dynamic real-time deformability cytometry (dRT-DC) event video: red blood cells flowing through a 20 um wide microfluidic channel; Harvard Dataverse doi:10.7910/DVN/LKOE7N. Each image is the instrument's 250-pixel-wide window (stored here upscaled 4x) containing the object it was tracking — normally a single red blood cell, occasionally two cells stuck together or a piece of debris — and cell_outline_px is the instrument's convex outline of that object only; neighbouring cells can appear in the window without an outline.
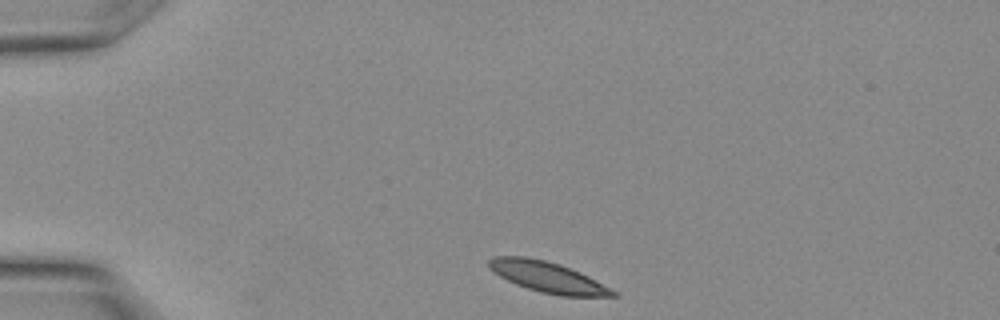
{"species": "Egyptian fruit bat (a non-hibernating species)", "species_latin": "Rousettus aegyptiacus", "temperature_condition": "warm", "stored_images_in_passage": 6, "camera_frame_rate_fps": 3000, "um_per_image_px": 0.085, "animal": {"sex": "female"}, "frame": {"image": 1, "passage_image": 1, "time_ms": 0.0, "image_size_px": [1000, 320], "cell_outline_px": [[616, 296], [560, 296], [540, 292], [516, 284], [500, 276], [488, 264], [488, 260], [496, 256], [524, 256], [544, 260], [560, 264], [580, 272], [588, 276], [616, 292]], "centroid_in_image_um": [46.55, 23.55], "position_along_channel_um": 38.5, "area_um2": 21.68}}
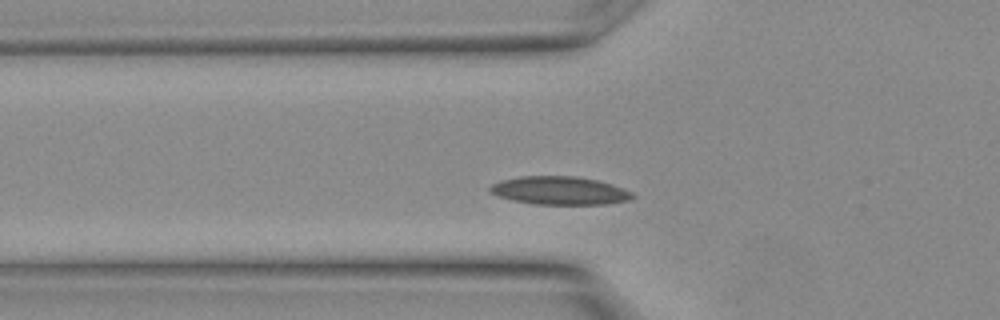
{"frame": {"image": 2, "passage_image": 5, "time_ms": 1.333, "image_size_px": [1000, 320], "cell_outline_px": [[636, 196], [632, 200], [608, 204], [532, 204], [512, 200], [496, 196], [488, 192], [488, 188], [492, 184], [500, 180], [520, 176], [576, 176], [596, 180], [632, 192]], "centroid_in_image_um": [47.52, 16.21], "position_along_channel_um": 78.3, "area_um2": 23.52}}